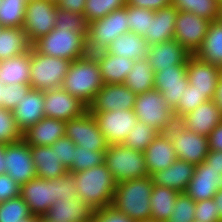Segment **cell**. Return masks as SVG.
I'll return each instance as SVG.
<instances>
[{"mask_svg": "<svg viewBox=\"0 0 222 222\" xmlns=\"http://www.w3.org/2000/svg\"><path fill=\"white\" fill-rule=\"evenodd\" d=\"M213 200L216 202V208L219 211V222L222 220V189H219L214 197Z\"/></svg>", "mask_w": 222, "mask_h": 222, "instance_id": "cell-59", "label": "cell"}, {"mask_svg": "<svg viewBox=\"0 0 222 222\" xmlns=\"http://www.w3.org/2000/svg\"><path fill=\"white\" fill-rule=\"evenodd\" d=\"M148 174L168 168L176 159V151L167 133H159L143 152Z\"/></svg>", "mask_w": 222, "mask_h": 222, "instance_id": "cell-26", "label": "cell"}, {"mask_svg": "<svg viewBox=\"0 0 222 222\" xmlns=\"http://www.w3.org/2000/svg\"><path fill=\"white\" fill-rule=\"evenodd\" d=\"M129 31L127 5L92 21L87 35L88 54L106 51L116 38Z\"/></svg>", "mask_w": 222, "mask_h": 222, "instance_id": "cell-8", "label": "cell"}, {"mask_svg": "<svg viewBox=\"0 0 222 222\" xmlns=\"http://www.w3.org/2000/svg\"><path fill=\"white\" fill-rule=\"evenodd\" d=\"M65 125L63 120L44 117L23 133V139L29 146H51L65 137Z\"/></svg>", "mask_w": 222, "mask_h": 222, "instance_id": "cell-27", "label": "cell"}, {"mask_svg": "<svg viewBox=\"0 0 222 222\" xmlns=\"http://www.w3.org/2000/svg\"><path fill=\"white\" fill-rule=\"evenodd\" d=\"M20 196V186L8 175H0V202Z\"/></svg>", "mask_w": 222, "mask_h": 222, "instance_id": "cell-53", "label": "cell"}, {"mask_svg": "<svg viewBox=\"0 0 222 222\" xmlns=\"http://www.w3.org/2000/svg\"><path fill=\"white\" fill-rule=\"evenodd\" d=\"M90 112L108 145L122 144L138 121L133 109Z\"/></svg>", "mask_w": 222, "mask_h": 222, "instance_id": "cell-12", "label": "cell"}, {"mask_svg": "<svg viewBox=\"0 0 222 222\" xmlns=\"http://www.w3.org/2000/svg\"><path fill=\"white\" fill-rule=\"evenodd\" d=\"M56 9L53 0L27 1L22 28L32 44L55 28Z\"/></svg>", "mask_w": 222, "mask_h": 222, "instance_id": "cell-9", "label": "cell"}, {"mask_svg": "<svg viewBox=\"0 0 222 222\" xmlns=\"http://www.w3.org/2000/svg\"><path fill=\"white\" fill-rule=\"evenodd\" d=\"M31 88L30 85L26 84L4 85L3 95L1 96V107L11 111L14 110L17 107L19 100L28 94Z\"/></svg>", "mask_w": 222, "mask_h": 222, "instance_id": "cell-48", "label": "cell"}, {"mask_svg": "<svg viewBox=\"0 0 222 222\" xmlns=\"http://www.w3.org/2000/svg\"><path fill=\"white\" fill-rule=\"evenodd\" d=\"M45 117L65 122L80 117L88 110V106L79 98L72 96L62 87L44 91Z\"/></svg>", "mask_w": 222, "mask_h": 222, "instance_id": "cell-15", "label": "cell"}, {"mask_svg": "<svg viewBox=\"0 0 222 222\" xmlns=\"http://www.w3.org/2000/svg\"><path fill=\"white\" fill-rule=\"evenodd\" d=\"M97 58L104 84H124L134 60L115 56L106 51L93 54Z\"/></svg>", "mask_w": 222, "mask_h": 222, "instance_id": "cell-30", "label": "cell"}, {"mask_svg": "<svg viewBox=\"0 0 222 222\" xmlns=\"http://www.w3.org/2000/svg\"><path fill=\"white\" fill-rule=\"evenodd\" d=\"M135 98L136 94L125 84H104L88 106V110H130L134 108Z\"/></svg>", "mask_w": 222, "mask_h": 222, "instance_id": "cell-18", "label": "cell"}, {"mask_svg": "<svg viewBox=\"0 0 222 222\" xmlns=\"http://www.w3.org/2000/svg\"><path fill=\"white\" fill-rule=\"evenodd\" d=\"M219 21L222 23V8H221V13H220Z\"/></svg>", "mask_w": 222, "mask_h": 222, "instance_id": "cell-64", "label": "cell"}, {"mask_svg": "<svg viewBox=\"0 0 222 222\" xmlns=\"http://www.w3.org/2000/svg\"><path fill=\"white\" fill-rule=\"evenodd\" d=\"M126 6V0H86L84 15L89 23Z\"/></svg>", "mask_w": 222, "mask_h": 222, "instance_id": "cell-42", "label": "cell"}, {"mask_svg": "<svg viewBox=\"0 0 222 222\" xmlns=\"http://www.w3.org/2000/svg\"><path fill=\"white\" fill-rule=\"evenodd\" d=\"M149 48L150 45L144 37L129 31L116 38L106 52L136 61L147 57Z\"/></svg>", "mask_w": 222, "mask_h": 222, "instance_id": "cell-31", "label": "cell"}, {"mask_svg": "<svg viewBox=\"0 0 222 222\" xmlns=\"http://www.w3.org/2000/svg\"><path fill=\"white\" fill-rule=\"evenodd\" d=\"M127 14L130 32L144 37L145 31L149 30L150 18L154 17L155 11L127 5Z\"/></svg>", "mask_w": 222, "mask_h": 222, "instance_id": "cell-45", "label": "cell"}, {"mask_svg": "<svg viewBox=\"0 0 222 222\" xmlns=\"http://www.w3.org/2000/svg\"><path fill=\"white\" fill-rule=\"evenodd\" d=\"M73 175L79 199L94 210L112 205L117 182L105 163Z\"/></svg>", "mask_w": 222, "mask_h": 222, "instance_id": "cell-2", "label": "cell"}, {"mask_svg": "<svg viewBox=\"0 0 222 222\" xmlns=\"http://www.w3.org/2000/svg\"><path fill=\"white\" fill-rule=\"evenodd\" d=\"M195 220L199 222H219V211L213 199L196 202Z\"/></svg>", "mask_w": 222, "mask_h": 222, "instance_id": "cell-51", "label": "cell"}, {"mask_svg": "<svg viewBox=\"0 0 222 222\" xmlns=\"http://www.w3.org/2000/svg\"><path fill=\"white\" fill-rule=\"evenodd\" d=\"M6 174V166L4 160V145L0 143V175Z\"/></svg>", "mask_w": 222, "mask_h": 222, "instance_id": "cell-60", "label": "cell"}, {"mask_svg": "<svg viewBox=\"0 0 222 222\" xmlns=\"http://www.w3.org/2000/svg\"><path fill=\"white\" fill-rule=\"evenodd\" d=\"M158 134L155 128L138 120L122 144L133 150L144 152Z\"/></svg>", "mask_w": 222, "mask_h": 222, "instance_id": "cell-39", "label": "cell"}, {"mask_svg": "<svg viewBox=\"0 0 222 222\" xmlns=\"http://www.w3.org/2000/svg\"><path fill=\"white\" fill-rule=\"evenodd\" d=\"M178 11L191 12L211 22L220 18L222 3L218 0H171Z\"/></svg>", "mask_w": 222, "mask_h": 222, "instance_id": "cell-37", "label": "cell"}, {"mask_svg": "<svg viewBox=\"0 0 222 222\" xmlns=\"http://www.w3.org/2000/svg\"><path fill=\"white\" fill-rule=\"evenodd\" d=\"M30 216L29 206L21 196L0 202V222H20Z\"/></svg>", "mask_w": 222, "mask_h": 222, "instance_id": "cell-40", "label": "cell"}, {"mask_svg": "<svg viewBox=\"0 0 222 222\" xmlns=\"http://www.w3.org/2000/svg\"><path fill=\"white\" fill-rule=\"evenodd\" d=\"M191 56L175 39L162 43L152 44L148 50L147 59L154 72L164 68H172L174 65H186Z\"/></svg>", "mask_w": 222, "mask_h": 222, "instance_id": "cell-22", "label": "cell"}, {"mask_svg": "<svg viewBox=\"0 0 222 222\" xmlns=\"http://www.w3.org/2000/svg\"><path fill=\"white\" fill-rule=\"evenodd\" d=\"M133 111L137 120L152 126L159 133H167L177 123L173 109L155 88L136 95Z\"/></svg>", "mask_w": 222, "mask_h": 222, "instance_id": "cell-5", "label": "cell"}, {"mask_svg": "<svg viewBox=\"0 0 222 222\" xmlns=\"http://www.w3.org/2000/svg\"><path fill=\"white\" fill-rule=\"evenodd\" d=\"M3 87H4V85L0 81V107H1V98H2L1 96L3 95Z\"/></svg>", "mask_w": 222, "mask_h": 222, "instance_id": "cell-62", "label": "cell"}, {"mask_svg": "<svg viewBox=\"0 0 222 222\" xmlns=\"http://www.w3.org/2000/svg\"><path fill=\"white\" fill-rule=\"evenodd\" d=\"M196 202L185 192L179 193L172 214L166 222H191L195 219Z\"/></svg>", "mask_w": 222, "mask_h": 222, "instance_id": "cell-47", "label": "cell"}, {"mask_svg": "<svg viewBox=\"0 0 222 222\" xmlns=\"http://www.w3.org/2000/svg\"><path fill=\"white\" fill-rule=\"evenodd\" d=\"M194 55L206 63L222 68V23L219 20L210 24L201 47Z\"/></svg>", "mask_w": 222, "mask_h": 222, "instance_id": "cell-34", "label": "cell"}, {"mask_svg": "<svg viewBox=\"0 0 222 222\" xmlns=\"http://www.w3.org/2000/svg\"><path fill=\"white\" fill-rule=\"evenodd\" d=\"M0 81L3 85L30 84V51L0 61Z\"/></svg>", "mask_w": 222, "mask_h": 222, "instance_id": "cell-32", "label": "cell"}, {"mask_svg": "<svg viewBox=\"0 0 222 222\" xmlns=\"http://www.w3.org/2000/svg\"><path fill=\"white\" fill-rule=\"evenodd\" d=\"M178 195L179 192L176 190L154 185L150 197L151 220L166 222L172 214Z\"/></svg>", "mask_w": 222, "mask_h": 222, "instance_id": "cell-36", "label": "cell"}, {"mask_svg": "<svg viewBox=\"0 0 222 222\" xmlns=\"http://www.w3.org/2000/svg\"><path fill=\"white\" fill-rule=\"evenodd\" d=\"M20 196L29 206L32 215L44 217L56 201L55 180L35 177L20 186Z\"/></svg>", "mask_w": 222, "mask_h": 222, "instance_id": "cell-16", "label": "cell"}, {"mask_svg": "<svg viewBox=\"0 0 222 222\" xmlns=\"http://www.w3.org/2000/svg\"><path fill=\"white\" fill-rule=\"evenodd\" d=\"M104 163L117 183L149 175L143 152L123 144L108 145Z\"/></svg>", "mask_w": 222, "mask_h": 222, "instance_id": "cell-7", "label": "cell"}, {"mask_svg": "<svg viewBox=\"0 0 222 222\" xmlns=\"http://www.w3.org/2000/svg\"><path fill=\"white\" fill-rule=\"evenodd\" d=\"M55 197L56 200L78 198L73 173L67 172L60 178L55 179Z\"/></svg>", "mask_w": 222, "mask_h": 222, "instance_id": "cell-50", "label": "cell"}, {"mask_svg": "<svg viewBox=\"0 0 222 222\" xmlns=\"http://www.w3.org/2000/svg\"><path fill=\"white\" fill-rule=\"evenodd\" d=\"M137 222H158V221H154V220H147V221H137Z\"/></svg>", "mask_w": 222, "mask_h": 222, "instance_id": "cell-63", "label": "cell"}, {"mask_svg": "<svg viewBox=\"0 0 222 222\" xmlns=\"http://www.w3.org/2000/svg\"><path fill=\"white\" fill-rule=\"evenodd\" d=\"M222 121V113L212 99L202 103L177 122L193 133L208 136Z\"/></svg>", "mask_w": 222, "mask_h": 222, "instance_id": "cell-21", "label": "cell"}, {"mask_svg": "<svg viewBox=\"0 0 222 222\" xmlns=\"http://www.w3.org/2000/svg\"><path fill=\"white\" fill-rule=\"evenodd\" d=\"M211 23L191 12L179 11L175 22L174 39L194 55L201 47Z\"/></svg>", "mask_w": 222, "mask_h": 222, "instance_id": "cell-14", "label": "cell"}, {"mask_svg": "<svg viewBox=\"0 0 222 222\" xmlns=\"http://www.w3.org/2000/svg\"><path fill=\"white\" fill-rule=\"evenodd\" d=\"M195 165L176 159L168 168L152 173L151 180L156 186H163L184 193L194 175Z\"/></svg>", "mask_w": 222, "mask_h": 222, "instance_id": "cell-25", "label": "cell"}, {"mask_svg": "<svg viewBox=\"0 0 222 222\" xmlns=\"http://www.w3.org/2000/svg\"><path fill=\"white\" fill-rule=\"evenodd\" d=\"M55 28L88 35L89 22L84 14L64 11L57 7Z\"/></svg>", "mask_w": 222, "mask_h": 222, "instance_id": "cell-41", "label": "cell"}, {"mask_svg": "<svg viewBox=\"0 0 222 222\" xmlns=\"http://www.w3.org/2000/svg\"><path fill=\"white\" fill-rule=\"evenodd\" d=\"M41 221H42V217L35 216V215H32L29 218L20 220V222H41Z\"/></svg>", "mask_w": 222, "mask_h": 222, "instance_id": "cell-61", "label": "cell"}, {"mask_svg": "<svg viewBox=\"0 0 222 222\" xmlns=\"http://www.w3.org/2000/svg\"><path fill=\"white\" fill-rule=\"evenodd\" d=\"M27 0H2L0 4V25L22 28Z\"/></svg>", "mask_w": 222, "mask_h": 222, "instance_id": "cell-38", "label": "cell"}, {"mask_svg": "<svg viewBox=\"0 0 222 222\" xmlns=\"http://www.w3.org/2000/svg\"><path fill=\"white\" fill-rule=\"evenodd\" d=\"M65 136L70 138L77 146L91 149V151L105 152L108 147L96 119L89 110L80 117L66 122Z\"/></svg>", "mask_w": 222, "mask_h": 222, "instance_id": "cell-11", "label": "cell"}, {"mask_svg": "<svg viewBox=\"0 0 222 222\" xmlns=\"http://www.w3.org/2000/svg\"><path fill=\"white\" fill-rule=\"evenodd\" d=\"M217 172L205 161L196 165L185 193L195 202L213 199L215 193L222 189V175Z\"/></svg>", "mask_w": 222, "mask_h": 222, "instance_id": "cell-20", "label": "cell"}, {"mask_svg": "<svg viewBox=\"0 0 222 222\" xmlns=\"http://www.w3.org/2000/svg\"><path fill=\"white\" fill-rule=\"evenodd\" d=\"M32 47L41 54L70 61L88 54L87 35L66 29L54 28L50 33L36 40Z\"/></svg>", "mask_w": 222, "mask_h": 222, "instance_id": "cell-4", "label": "cell"}, {"mask_svg": "<svg viewBox=\"0 0 222 222\" xmlns=\"http://www.w3.org/2000/svg\"><path fill=\"white\" fill-rule=\"evenodd\" d=\"M86 0H57V7L64 11L84 14Z\"/></svg>", "mask_w": 222, "mask_h": 222, "instance_id": "cell-55", "label": "cell"}, {"mask_svg": "<svg viewBox=\"0 0 222 222\" xmlns=\"http://www.w3.org/2000/svg\"><path fill=\"white\" fill-rule=\"evenodd\" d=\"M186 69L189 84L203 93L209 100L212 99L218 81L222 77V68L191 55L186 62Z\"/></svg>", "mask_w": 222, "mask_h": 222, "instance_id": "cell-19", "label": "cell"}, {"mask_svg": "<svg viewBox=\"0 0 222 222\" xmlns=\"http://www.w3.org/2000/svg\"><path fill=\"white\" fill-rule=\"evenodd\" d=\"M94 211L79 198L59 199L48 209L43 219L48 222H91Z\"/></svg>", "mask_w": 222, "mask_h": 222, "instance_id": "cell-23", "label": "cell"}, {"mask_svg": "<svg viewBox=\"0 0 222 222\" xmlns=\"http://www.w3.org/2000/svg\"><path fill=\"white\" fill-rule=\"evenodd\" d=\"M32 48L23 28L2 27L0 31V61L19 56Z\"/></svg>", "mask_w": 222, "mask_h": 222, "instance_id": "cell-33", "label": "cell"}, {"mask_svg": "<svg viewBox=\"0 0 222 222\" xmlns=\"http://www.w3.org/2000/svg\"><path fill=\"white\" fill-rule=\"evenodd\" d=\"M126 5L156 11L171 6V0H126Z\"/></svg>", "mask_w": 222, "mask_h": 222, "instance_id": "cell-54", "label": "cell"}, {"mask_svg": "<svg viewBox=\"0 0 222 222\" xmlns=\"http://www.w3.org/2000/svg\"><path fill=\"white\" fill-rule=\"evenodd\" d=\"M103 85L97 58L87 54L71 62L61 87L89 106Z\"/></svg>", "mask_w": 222, "mask_h": 222, "instance_id": "cell-3", "label": "cell"}, {"mask_svg": "<svg viewBox=\"0 0 222 222\" xmlns=\"http://www.w3.org/2000/svg\"><path fill=\"white\" fill-rule=\"evenodd\" d=\"M209 150L222 152V121L208 135Z\"/></svg>", "mask_w": 222, "mask_h": 222, "instance_id": "cell-56", "label": "cell"}, {"mask_svg": "<svg viewBox=\"0 0 222 222\" xmlns=\"http://www.w3.org/2000/svg\"><path fill=\"white\" fill-rule=\"evenodd\" d=\"M153 187L150 175L117 183L112 206L134 222L151 220Z\"/></svg>", "mask_w": 222, "mask_h": 222, "instance_id": "cell-1", "label": "cell"}, {"mask_svg": "<svg viewBox=\"0 0 222 222\" xmlns=\"http://www.w3.org/2000/svg\"><path fill=\"white\" fill-rule=\"evenodd\" d=\"M71 62L65 58L41 54L32 47L30 50L29 85L40 91L61 87Z\"/></svg>", "mask_w": 222, "mask_h": 222, "instance_id": "cell-6", "label": "cell"}, {"mask_svg": "<svg viewBox=\"0 0 222 222\" xmlns=\"http://www.w3.org/2000/svg\"><path fill=\"white\" fill-rule=\"evenodd\" d=\"M155 72L148 59L136 60L124 84L136 95L154 89Z\"/></svg>", "mask_w": 222, "mask_h": 222, "instance_id": "cell-35", "label": "cell"}, {"mask_svg": "<svg viewBox=\"0 0 222 222\" xmlns=\"http://www.w3.org/2000/svg\"><path fill=\"white\" fill-rule=\"evenodd\" d=\"M178 12L174 6H168L155 11L154 17L150 18L149 30L145 31L144 36L150 46L174 39Z\"/></svg>", "mask_w": 222, "mask_h": 222, "instance_id": "cell-29", "label": "cell"}, {"mask_svg": "<svg viewBox=\"0 0 222 222\" xmlns=\"http://www.w3.org/2000/svg\"><path fill=\"white\" fill-rule=\"evenodd\" d=\"M209 99L198 90L194 89L192 85H188L183 91L178 105L173 109L174 116L178 121L183 115L190 113L202 103Z\"/></svg>", "mask_w": 222, "mask_h": 222, "instance_id": "cell-44", "label": "cell"}, {"mask_svg": "<svg viewBox=\"0 0 222 222\" xmlns=\"http://www.w3.org/2000/svg\"><path fill=\"white\" fill-rule=\"evenodd\" d=\"M91 222H134L112 205L95 210Z\"/></svg>", "mask_w": 222, "mask_h": 222, "instance_id": "cell-52", "label": "cell"}, {"mask_svg": "<svg viewBox=\"0 0 222 222\" xmlns=\"http://www.w3.org/2000/svg\"><path fill=\"white\" fill-rule=\"evenodd\" d=\"M172 140L177 159L193 165L202 163L208 152V136L193 133L178 122L167 132Z\"/></svg>", "mask_w": 222, "mask_h": 222, "instance_id": "cell-10", "label": "cell"}, {"mask_svg": "<svg viewBox=\"0 0 222 222\" xmlns=\"http://www.w3.org/2000/svg\"><path fill=\"white\" fill-rule=\"evenodd\" d=\"M41 222H48V221H46L45 219H43V217H42V221Z\"/></svg>", "mask_w": 222, "mask_h": 222, "instance_id": "cell-65", "label": "cell"}, {"mask_svg": "<svg viewBox=\"0 0 222 222\" xmlns=\"http://www.w3.org/2000/svg\"><path fill=\"white\" fill-rule=\"evenodd\" d=\"M43 105L44 91L33 88L19 100L17 107L12 112L17 128L22 134L45 117Z\"/></svg>", "mask_w": 222, "mask_h": 222, "instance_id": "cell-24", "label": "cell"}, {"mask_svg": "<svg viewBox=\"0 0 222 222\" xmlns=\"http://www.w3.org/2000/svg\"><path fill=\"white\" fill-rule=\"evenodd\" d=\"M4 160L6 174L19 186L36 177L31 149L23 138L17 142L4 145Z\"/></svg>", "mask_w": 222, "mask_h": 222, "instance_id": "cell-13", "label": "cell"}, {"mask_svg": "<svg viewBox=\"0 0 222 222\" xmlns=\"http://www.w3.org/2000/svg\"><path fill=\"white\" fill-rule=\"evenodd\" d=\"M23 138L11 110L0 107V143L11 144Z\"/></svg>", "mask_w": 222, "mask_h": 222, "instance_id": "cell-46", "label": "cell"}, {"mask_svg": "<svg viewBox=\"0 0 222 222\" xmlns=\"http://www.w3.org/2000/svg\"><path fill=\"white\" fill-rule=\"evenodd\" d=\"M212 100L222 113V77L218 81Z\"/></svg>", "mask_w": 222, "mask_h": 222, "instance_id": "cell-58", "label": "cell"}, {"mask_svg": "<svg viewBox=\"0 0 222 222\" xmlns=\"http://www.w3.org/2000/svg\"><path fill=\"white\" fill-rule=\"evenodd\" d=\"M51 146L55 147L58 159H60V162L69 170L74 164L76 144L65 136L58 139Z\"/></svg>", "mask_w": 222, "mask_h": 222, "instance_id": "cell-49", "label": "cell"}, {"mask_svg": "<svg viewBox=\"0 0 222 222\" xmlns=\"http://www.w3.org/2000/svg\"><path fill=\"white\" fill-rule=\"evenodd\" d=\"M212 169L218 171L217 173L222 175V152L216 150H209L205 160Z\"/></svg>", "mask_w": 222, "mask_h": 222, "instance_id": "cell-57", "label": "cell"}, {"mask_svg": "<svg viewBox=\"0 0 222 222\" xmlns=\"http://www.w3.org/2000/svg\"><path fill=\"white\" fill-rule=\"evenodd\" d=\"M30 149L37 178L55 180L68 172L58 159L55 147L30 146Z\"/></svg>", "mask_w": 222, "mask_h": 222, "instance_id": "cell-28", "label": "cell"}, {"mask_svg": "<svg viewBox=\"0 0 222 222\" xmlns=\"http://www.w3.org/2000/svg\"><path fill=\"white\" fill-rule=\"evenodd\" d=\"M189 85L186 65H174L155 72L154 88L162 93L167 104L174 109Z\"/></svg>", "mask_w": 222, "mask_h": 222, "instance_id": "cell-17", "label": "cell"}, {"mask_svg": "<svg viewBox=\"0 0 222 222\" xmlns=\"http://www.w3.org/2000/svg\"><path fill=\"white\" fill-rule=\"evenodd\" d=\"M104 160L105 152L91 151V149L82 148L81 146L76 145L74 164L68 172L75 173L90 169L103 164Z\"/></svg>", "mask_w": 222, "mask_h": 222, "instance_id": "cell-43", "label": "cell"}]
</instances>
